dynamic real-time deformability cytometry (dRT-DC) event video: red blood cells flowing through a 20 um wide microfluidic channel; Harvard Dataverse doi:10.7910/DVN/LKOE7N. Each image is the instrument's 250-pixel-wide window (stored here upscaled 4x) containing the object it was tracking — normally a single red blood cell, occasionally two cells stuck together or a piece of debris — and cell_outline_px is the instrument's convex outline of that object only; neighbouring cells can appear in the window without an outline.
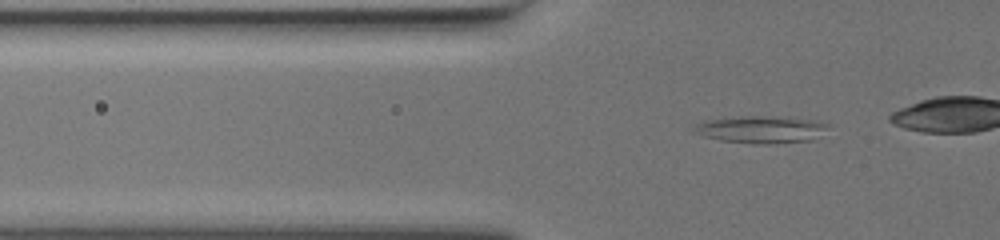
{"species": "common noctule bat (a hibernating species)", "species_latin": "Nyctalus noctula", "temperature_condition": "warm", "stored_images_in_passage": 34, "camera_frame_rate_fps": 3000, "um_per_image_px": 0.085, "animal": {"sex": "female", "body_mass_g": 19.5, "forearm_length_mm": 54.1}, "frame": {"image": 1, "passage_image": 6, "time_ms": 1.667, "image_size_px": [1000, 240], "cell_outline_px": [[820, 124], [808, 140], [776, 144], [752, 144], [720, 140], [704, 136], [692, 128], [696, 124], [716, 120], [796, 120]], "centroid_in_image_um": [64.4, 11.13], "position_along_channel_um": 61.4, "area_um2": 17.69}}
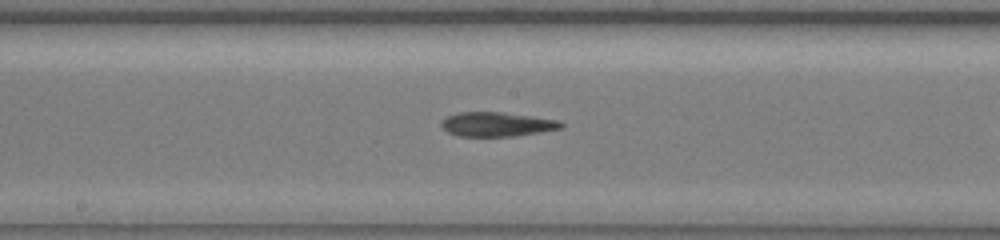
{"frame": {"image": 2, "passage_image": 19, "time_ms": 6.0, "image_size_px": [1000, 240], "cell_outline_px": [[564, 124], [560, 128], [512, 136], [460, 136], [448, 132], [440, 124], [448, 116], [460, 112], [500, 112], [552, 120]], "centroid_in_image_um": [42.13, 10.57], "position_along_channel_um": 206.1, "area_um2": 16.18}}
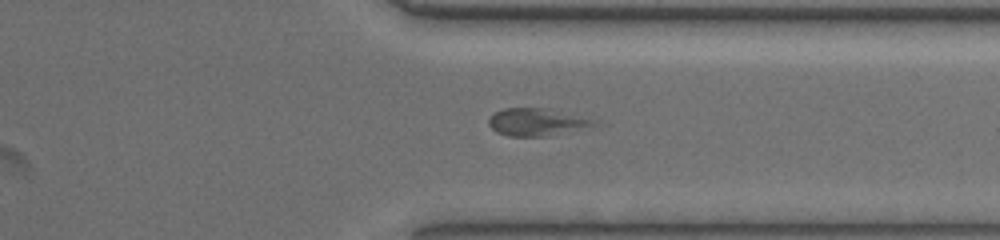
{"frame": {"image": 3, "passage_image": 32, "time_ms": 10.333, "image_size_px": [1000, 240], "cell_outline_px": [[600, 124], [548, 136], [508, 136], [496, 132], [488, 124], [488, 120], [496, 112], [504, 108], [544, 108], [600, 120]], "centroid_in_image_um": [45.65, 10.38], "position_along_channel_um": 365.7, "area_um2": 16.76}}